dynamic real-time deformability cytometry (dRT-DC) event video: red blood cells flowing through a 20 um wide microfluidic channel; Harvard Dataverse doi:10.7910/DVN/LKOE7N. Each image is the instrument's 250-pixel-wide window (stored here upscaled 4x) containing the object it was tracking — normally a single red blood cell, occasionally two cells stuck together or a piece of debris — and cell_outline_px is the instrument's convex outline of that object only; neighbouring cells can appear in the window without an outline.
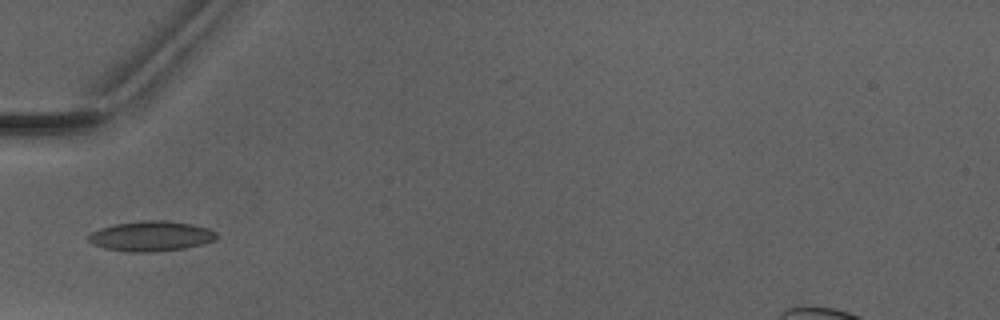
{"species": "Egyptian fruit bat (a non-hibernating species)", "species_latin": "Rousettus aegyptiacus", "temperature_condition": "warm", "stored_images_in_passage": 5, "camera_frame_rate_fps": 3000, "um_per_image_px": 0.085, "animal": {"sex": "male"}, "frame": {"image": 1, "passage_image": 4, "time_ms": 4.333, "image_size_px": [1000, 320], "cell_outline_px": [[216, 240], [204, 244], [184, 248], [156, 252], [128, 252], [104, 248], [92, 244], [88, 240], [88, 236], [92, 232], [100, 228], [112, 224], [140, 220], [164, 220], [192, 224], [208, 228], [216, 232]], "centroid_in_image_um": [12.83, 20.07], "position_along_channel_um": 72.2, "area_um2": 22.72}}